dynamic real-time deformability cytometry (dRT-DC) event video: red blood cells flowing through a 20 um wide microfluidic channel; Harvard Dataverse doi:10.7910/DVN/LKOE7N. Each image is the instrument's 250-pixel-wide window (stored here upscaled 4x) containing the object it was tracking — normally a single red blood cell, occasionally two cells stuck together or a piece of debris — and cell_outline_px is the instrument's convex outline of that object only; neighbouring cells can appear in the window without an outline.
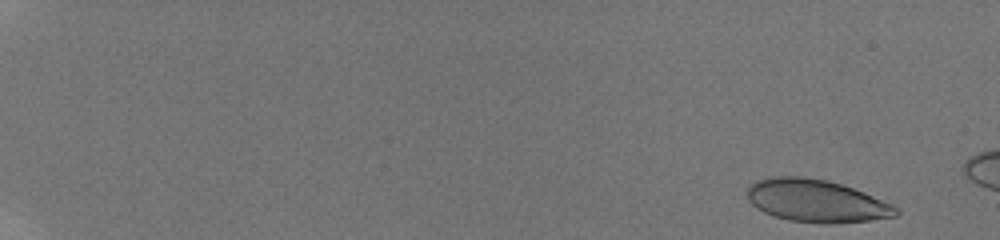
{"species": "human", "species_latin": "Homo sapiens", "temperature_condition": "room temperature", "stored_images_in_passage": 7, "camera_frame_rate_fps": 3000, "um_per_image_px": 0.085, "donor": {"sex": "male"}, "frame": {"image": 1, "passage_image": 1, "time_ms": 0.0, "image_size_px": [1000, 240], "cell_outline_px": [[900, 212], [896, 216], [868, 220], [832, 224], [824, 224], [788, 220], [764, 212], [756, 208], [748, 200], [748, 188], [756, 180], [776, 176], [796, 176], [828, 180], [864, 192], [892, 204]], "centroid_in_image_um": [69.38, 17.08], "position_along_channel_um": 15.6, "area_um2": 36.7}}